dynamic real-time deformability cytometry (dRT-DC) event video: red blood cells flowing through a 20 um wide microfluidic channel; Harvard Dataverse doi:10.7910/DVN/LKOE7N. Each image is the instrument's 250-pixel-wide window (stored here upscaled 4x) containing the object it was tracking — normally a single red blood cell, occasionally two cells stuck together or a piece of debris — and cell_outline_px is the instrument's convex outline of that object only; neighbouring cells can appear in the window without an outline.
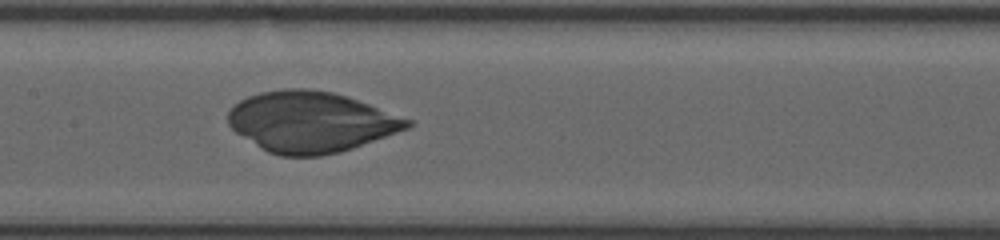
{"species": "human", "species_latin": "Homo sapiens", "temperature_condition": "room temperature", "stored_images_in_passage": 15, "camera_frame_rate_fps": 3000, "um_per_image_px": 0.085, "donor": {"sex": "female"}, "frame": {"image": 1, "passage_image": 5, "time_ms": 1.333, "image_size_px": [1000, 240], "cell_outline_px": [[412, 124], [408, 128], [352, 148], [340, 152], [320, 156], [280, 156], [268, 152], [260, 148], [236, 132], [228, 124], [228, 112], [232, 104], [248, 96], [260, 92], [280, 88], [308, 88], [332, 92], [348, 96], [412, 120]], "centroid_in_image_um": [26.38, 10.35], "position_along_channel_um": 181.0, "area_um2": 63.46}}